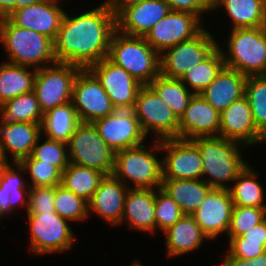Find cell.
<instances>
[{
    "instance_id": "6da1fadb",
    "label": "cell",
    "mask_w": 266,
    "mask_h": 266,
    "mask_svg": "<svg viewBox=\"0 0 266 266\" xmlns=\"http://www.w3.org/2000/svg\"><path fill=\"white\" fill-rule=\"evenodd\" d=\"M65 12L54 40L56 62L88 69L106 58L116 30V17L105 1L99 7L75 17Z\"/></svg>"
},
{
    "instance_id": "7a4b0ae2",
    "label": "cell",
    "mask_w": 266,
    "mask_h": 266,
    "mask_svg": "<svg viewBox=\"0 0 266 266\" xmlns=\"http://www.w3.org/2000/svg\"><path fill=\"white\" fill-rule=\"evenodd\" d=\"M0 40L8 52V63L24 67L34 66V69L38 70L45 67L43 62H56L54 43L50 38L34 30L20 28L7 17L0 19Z\"/></svg>"
},
{
    "instance_id": "3957f363",
    "label": "cell",
    "mask_w": 266,
    "mask_h": 266,
    "mask_svg": "<svg viewBox=\"0 0 266 266\" xmlns=\"http://www.w3.org/2000/svg\"><path fill=\"white\" fill-rule=\"evenodd\" d=\"M107 58L124 68L141 85H149L160 74V54L144 37L128 36L115 30Z\"/></svg>"
},
{
    "instance_id": "277c9868",
    "label": "cell",
    "mask_w": 266,
    "mask_h": 266,
    "mask_svg": "<svg viewBox=\"0 0 266 266\" xmlns=\"http://www.w3.org/2000/svg\"><path fill=\"white\" fill-rule=\"evenodd\" d=\"M201 153L203 173L210 180H204L212 188H229L225 182L234 181L238 174L248 164L243 161L239 142L222 137H198L192 139Z\"/></svg>"
},
{
    "instance_id": "5b68a950",
    "label": "cell",
    "mask_w": 266,
    "mask_h": 266,
    "mask_svg": "<svg viewBox=\"0 0 266 266\" xmlns=\"http://www.w3.org/2000/svg\"><path fill=\"white\" fill-rule=\"evenodd\" d=\"M230 34L229 53L222 51L225 66L245 76H259L266 64V27L237 28Z\"/></svg>"
},
{
    "instance_id": "8992f818",
    "label": "cell",
    "mask_w": 266,
    "mask_h": 266,
    "mask_svg": "<svg viewBox=\"0 0 266 266\" xmlns=\"http://www.w3.org/2000/svg\"><path fill=\"white\" fill-rule=\"evenodd\" d=\"M69 161L112 175L115 151L99 136L91 122H80L67 143Z\"/></svg>"
},
{
    "instance_id": "52a82bcc",
    "label": "cell",
    "mask_w": 266,
    "mask_h": 266,
    "mask_svg": "<svg viewBox=\"0 0 266 266\" xmlns=\"http://www.w3.org/2000/svg\"><path fill=\"white\" fill-rule=\"evenodd\" d=\"M112 175L123 183L126 179L133 181L136 186L132 188L159 189L163 180L162 160L160 162L142 144L122 149L115 152Z\"/></svg>"
},
{
    "instance_id": "ba28073f",
    "label": "cell",
    "mask_w": 266,
    "mask_h": 266,
    "mask_svg": "<svg viewBox=\"0 0 266 266\" xmlns=\"http://www.w3.org/2000/svg\"><path fill=\"white\" fill-rule=\"evenodd\" d=\"M50 66L47 64L36 71L33 88L43 114L71 102L73 83L81 69L64 62H55Z\"/></svg>"
},
{
    "instance_id": "9c48e42d",
    "label": "cell",
    "mask_w": 266,
    "mask_h": 266,
    "mask_svg": "<svg viewBox=\"0 0 266 266\" xmlns=\"http://www.w3.org/2000/svg\"><path fill=\"white\" fill-rule=\"evenodd\" d=\"M133 112L146 136L154 130L160 141L179 138V119L149 85L139 89Z\"/></svg>"
},
{
    "instance_id": "30bf717a",
    "label": "cell",
    "mask_w": 266,
    "mask_h": 266,
    "mask_svg": "<svg viewBox=\"0 0 266 266\" xmlns=\"http://www.w3.org/2000/svg\"><path fill=\"white\" fill-rule=\"evenodd\" d=\"M218 45L211 33L203 28L195 37L169 47L163 51L166 53L160 54V74L180 79Z\"/></svg>"
},
{
    "instance_id": "8fae6325",
    "label": "cell",
    "mask_w": 266,
    "mask_h": 266,
    "mask_svg": "<svg viewBox=\"0 0 266 266\" xmlns=\"http://www.w3.org/2000/svg\"><path fill=\"white\" fill-rule=\"evenodd\" d=\"M71 103L80 122H91L116 111L100 80L88 69H80L72 88Z\"/></svg>"
},
{
    "instance_id": "7c38bea8",
    "label": "cell",
    "mask_w": 266,
    "mask_h": 266,
    "mask_svg": "<svg viewBox=\"0 0 266 266\" xmlns=\"http://www.w3.org/2000/svg\"><path fill=\"white\" fill-rule=\"evenodd\" d=\"M152 150H165L163 179H202L201 153L192 140L181 138L156 140Z\"/></svg>"
},
{
    "instance_id": "4fadbf2b",
    "label": "cell",
    "mask_w": 266,
    "mask_h": 266,
    "mask_svg": "<svg viewBox=\"0 0 266 266\" xmlns=\"http://www.w3.org/2000/svg\"><path fill=\"white\" fill-rule=\"evenodd\" d=\"M31 231V249L35 254L68 250L74 243V235L68 220L56 212L27 214Z\"/></svg>"
},
{
    "instance_id": "5bb4252c",
    "label": "cell",
    "mask_w": 266,
    "mask_h": 266,
    "mask_svg": "<svg viewBox=\"0 0 266 266\" xmlns=\"http://www.w3.org/2000/svg\"><path fill=\"white\" fill-rule=\"evenodd\" d=\"M200 18L190 12L173 11L145 35L147 43L161 54L165 49L195 37L202 29Z\"/></svg>"
},
{
    "instance_id": "9a60e30c",
    "label": "cell",
    "mask_w": 266,
    "mask_h": 266,
    "mask_svg": "<svg viewBox=\"0 0 266 266\" xmlns=\"http://www.w3.org/2000/svg\"><path fill=\"white\" fill-rule=\"evenodd\" d=\"M100 80L116 110H133L141 84L107 57L89 68Z\"/></svg>"
},
{
    "instance_id": "2e32d148",
    "label": "cell",
    "mask_w": 266,
    "mask_h": 266,
    "mask_svg": "<svg viewBox=\"0 0 266 266\" xmlns=\"http://www.w3.org/2000/svg\"><path fill=\"white\" fill-rule=\"evenodd\" d=\"M93 124L99 136L115 152L139 146L146 137L133 110H116Z\"/></svg>"
},
{
    "instance_id": "e0dca14e",
    "label": "cell",
    "mask_w": 266,
    "mask_h": 266,
    "mask_svg": "<svg viewBox=\"0 0 266 266\" xmlns=\"http://www.w3.org/2000/svg\"><path fill=\"white\" fill-rule=\"evenodd\" d=\"M234 203L228 188H212L191 215L209 240L228 232Z\"/></svg>"
},
{
    "instance_id": "ac0fdd59",
    "label": "cell",
    "mask_w": 266,
    "mask_h": 266,
    "mask_svg": "<svg viewBox=\"0 0 266 266\" xmlns=\"http://www.w3.org/2000/svg\"><path fill=\"white\" fill-rule=\"evenodd\" d=\"M219 137L239 142L243 146L266 142V138L255 127L245 95L220 112Z\"/></svg>"
},
{
    "instance_id": "d6986e66",
    "label": "cell",
    "mask_w": 266,
    "mask_h": 266,
    "mask_svg": "<svg viewBox=\"0 0 266 266\" xmlns=\"http://www.w3.org/2000/svg\"><path fill=\"white\" fill-rule=\"evenodd\" d=\"M57 1L42 0L33 5L14 10L7 18L14 25L34 30L54 42L65 14Z\"/></svg>"
},
{
    "instance_id": "ffe728a7",
    "label": "cell",
    "mask_w": 266,
    "mask_h": 266,
    "mask_svg": "<svg viewBox=\"0 0 266 266\" xmlns=\"http://www.w3.org/2000/svg\"><path fill=\"white\" fill-rule=\"evenodd\" d=\"M219 131L220 112L201 94H194L179 119V138L192 140L198 137H218Z\"/></svg>"
},
{
    "instance_id": "44dd1931",
    "label": "cell",
    "mask_w": 266,
    "mask_h": 266,
    "mask_svg": "<svg viewBox=\"0 0 266 266\" xmlns=\"http://www.w3.org/2000/svg\"><path fill=\"white\" fill-rule=\"evenodd\" d=\"M170 10L165 0H144L125 8L116 17V30L128 36L145 37Z\"/></svg>"
},
{
    "instance_id": "7402d4cb",
    "label": "cell",
    "mask_w": 266,
    "mask_h": 266,
    "mask_svg": "<svg viewBox=\"0 0 266 266\" xmlns=\"http://www.w3.org/2000/svg\"><path fill=\"white\" fill-rule=\"evenodd\" d=\"M0 121V156L3 162H8L7 150L11 152L14 162L29 157L43 132L41 124Z\"/></svg>"
},
{
    "instance_id": "603a6c76",
    "label": "cell",
    "mask_w": 266,
    "mask_h": 266,
    "mask_svg": "<svg viewBox=\"0 0 266 266\" xmlns=\"http://www.w3.org/2000/svg\"><path fill=\"white\" fill-rule=\"evenodd\" d=\"M126 183L116 179L113 175H106L88 201V213L93 210L92 212H96L95 214L110 224H120L125 198L129 190L126 186L129 183Z\"/></svg>"
},
{
    "instance_id": "cb8c5ba5",
    "label": "cell",
    "mask_w": 266,
    "mask_h": 266,
    "mask_svg": "<svg viewBox=\"0 0 266 266\" xmlns=\"http://www.w3.org/2000/svg\"><path fill=\"white\" fill-rule=\"evenodd\" d=\"M155 193L153 189L129 188L121 223L127 219L128 227L155 233Z\"/></svg>"
},
{
    "instance_id": "d4e9b609",
    "label": "cell",
    "mask_w": 266,
    "mask_h": 266,
    "mask_svg": "<svg viewBox=\"0 0 266 266\" xmlns=\"http://www.w3.org/2000/svg\"><path fill=\"white\" fill-rule=\"evenodd\" d=\"M247 76L224 66L216 78L200 94L216 110L222 112L245 93Z\"/></svg>"
},
{
    "instance_id": "484cf974",
    "label": "cell",
    "mask_w": 266,
    "mask_h": 266,
    "mask_svg": "<svg viewBox=\"0 0 266 266\" xmlns=\"http://www.w3.org/2000/svg\"><path fill=\"white\" fill-rule=\"evenodd\" d=\"M164 232L169 257L179 256L197 249L203 243V239H208L194 217L189 214H184L180 220Z\"/></svg>"
},
{
    "instance_id": "4316f807",
    "label": "cell",
    "mask_w": 266,
    "mask_h": 266,
    "mask_svg": "<svg viewBox=\"0 0 266 266\" xmlns=\"http://www.w3.org/2000/svg\"><path fill=\"white\" fill-rule=\"evenodd\" d=\"M161 189L179 205L184 214L191 215L212 187L202 179H163Z\"/></svg>"
},
{
    "instance_id": "83f0119b",
    "label": "cell",
    "mask_w": 266,
    "mask_h": 266,
    "mask_svg": "<svg viewBox=\"0 0 266 266\" xmlns=\"http://www.w3.org/2000/svg\"><path fill=\"white\" fill-rule=\"evenodd\" d=\"M224 6L232 29L266 27V4L262 0H213V9Z\"/></svg>"
},
{
    "instance_id": "f1b7e54d",
    "label": "cell",
    "mask_w": 266,
    "mask_h": 266,
    "mask_svg": "<svg viewBox=\"0 0 266 266\" xmlns=\"http://www.w3.org/2000/svg\"><path fill=\"white\" fill-rule=\"evenodd\" d=\"M8 62L0 65V106L21 94L33 91L36 71Z\"/></svg>"
},
{
    "instance_id": "f546056e",
    "label": "cell",
    "mask_w": 266,
    "mask_h": 266,
    "mask_svg": "<svg viewBox=\"0 0 266 266\" xmlns=\"http://www.w3.org/2000/svg\"><path fill=\"white\" fill-rule=\"evenodd\" d=\"M79 123L77 112L70 102L46 112L41 129L48 138L68 143Z\"/></svg>"
},
{
    "instance_id": "4dcf8cb0",
    "label": "cell",
    "mask_w": 266,
    "mask_h": 266,
    "mask_svg": "<svg viewBox=\"0 0 266 266\" xmlns=\"http://www.w3.org/2000/svg\"><path fill=\"white\" fill-rule=\"evenodd\" d=\"M104 177L98 170L70 162L62 172L60 185L88 202Z\"/></svg>"
},
{
    "instance_id": "1f68e13d",
    "label": "cell",
    "mask_w": 266,
    "mask_h": 266,
    "mask_svg": "<svg viewBox=\"0 0 266 266\" xmlns=\"http://www.w3.org/2000/svg\"><path fill=\"white\" fill-rule=\"evenodd\" d=\"M149 86L171 108L178 119L194 95V92H190L180 79L165 77L162 74H159Z\"/></svg>"
},
{
    "instance_id": "d6a6232c",
    "label": "cell",
    "mask_w": 266,
    "mask_h": 266,
    "mask_svg": "<svg viewBox=\"0 0 266 266\" xmlns=\"http://www.w3.org/2000/svg\"><path fill=\"white\" fill-rule=\"evenodd\" d=\"M225 66L222 50L217 46L200 64L187 71L180 78L182 83L191 86L194 94H200L216 78Z\"/></svg>"
},
{
    "instance_id": "836d02e7",
    "label": "cell",
    "mask_w": 266,
    "mask_h": 266,
    "mask_svg": "<svg viewBox=\"0 0 266 266\" xmlns=\"http://www.w3.org/2000/svg\"><path fill=\"white\" fill-rule=\"evenodd\" d=\"M1 118L7 122L42 124L44 114L33 91L21 94L0 106Z\"/></svg>"
},
{
    "instance_id": "e575fe53",
    "label": "cell",
    "mask_w": 266,
    "mask_h": 266,
    "mask_svg": "<svg viewBox=\"0 0 266 266\" xmlns=\"http://www.w3.org/2000/svg\"><path fill=\"white\" fill-rule=\"evenodd\" d=\"M257 174L247 164L238 174L234 186L228 188L234 206L266 208L263 204V188L256 181Z\"/></svg>"
},
{
    "instance_id": "d590c367",
    "label": "cell",
    "mask_w": 266,
    "mask_h": 266,
    "mask_svg": "<svg viewBox=\"0 0 266 266\" xmlns=\"http://www.w3.org/2000/svg\"><path fill=\"white\" fill-rule=\"evenodd\" d=\"M244 95L250 104L256 129L266 138V80L260 76H247Z\"/></svg>"
},
{
    "instance_id": "8d00e7d4",
    "label": "cell",
    "mask_w": 266,
    "mask_h": 266,
    "mask_svg": "<svg viewBox=\"0 0 266 266\" xmlns=\"http://www.w3.org/2000/svg\"><path fill=\"white\" fill-rule=\"evenodd\" d=\"M54 207L55 212L66 220L79 221L89 216L88 202L62 185L54 189Z\"/></svg>"
},
{
    "instance_id": "74e56055",
    "label": "cell",
    "mask_w": 266,
    "mask_h": 266,
    "mask_svg": "<svg viewBox=\"0 0 266 266\" xmlns=\"http://www.w3.org/2000/svg\"><path fill=\"white\" fill-rule=\"evenodd\" d=\"M16 169L29 171L32 186H58L61 184L62 172L51 163H42L41 160L34 159L31 155L25 157L20 162H14Z\"/></svg>"
},
{
    "instance_id": "f35d334b",
    "label": "cell",
    "mask_w": 266,
    "mask_h": 266,
    "mask_svg": "<svg viewBox=\"0 0 266 266\" xmlns=\"http://www.w3.org/2000/svg\"><path fill=\"white\" fill-rule=\"evenodd\" d=\"M266 219V208L234 206L227 232L230 240Z\"/></svg>"
},
{
    "instance_id": "ab89813d",
    "label": "cell",
    "mask_w": 266,
    "mask_h": 266,
    "mask_svg": "<svg viewBox=\"0 0 266 266\" xmlns=\"http://www.w3.org/2000/svg\"><path fill=\"white\" fill-rule=\"evenodd\" d=\"M39 140H41L40 136L33 147L31 156L34 159L41 160L42 163H51L63 172L70 163L69 155L66 153L65 148V146H68L67 143L47 137V140L40 145L38 144Z\"/></svg>"
},
{
    "instance_id": "60d3db41",
    "label": "cell",
    "mask_w": 266,
    "mask_h": 266,
    "mask_svg": "<svg viewBox=\"0 0 266 266\" xmlns=\"http://www.w3.org/2000/svg\"><path fill=\"white\" fill-rule=\"evenodd\" d=\"M11 167L8 162H3L0 166V189H4L10 195V213L19 201L22 203L21 206L25 205L28 208V202L23 195L26 191L25 182L22 181L21 175L17 174L18 172Z\"/></svg>"
},
{
    "instance_id": "b9f144b4",
    "label": "cell",
    "mask_w": 266,
    "mask_h": 266,
    "mask_svg": "<svg viewBox=\"0 0 266 266\" xmlns=\"http://www.w3.org/2000/svg\"><path fill=\"white\" fill-rule=\"evenodd\" d=\"M179 205L161 188L155 193L156 228L165 231L183 217Z\"/></svg>"
},
{
    "instance_id": "7bdbcfd3",
    "label": "cell",
    "mask_w": 266,
    "mask_h": 266,
    "mask_svg": "<svg viewBox=\"0 0 266 266\" xmlns=\"http://www.w3.org/2000/svg\"><path fill=\"white\" fill-rule=\"evenodd\" d=\"M56 186L29 187L27 214L55 212L54 189Z\"/></svg>"
},
{
    "instance_id": "ee69618b",
    "label": "cell",
    "mask_w": 266,
    "mask_h": 266,
    "mask_svg": "<svg viewBox=\"0 0 266 266\" xmlns=\"http://www.w3.org/2000/svg\"><path fill=\"white\" fill-rule=\"evenodd\" d=\"M230 254L238 259H253L266 252V241L247 240L241 236L229 241Z\"/></svg>"
},
{
    "instance_id": "f6af8a7d",
    "label": "cell",
    "mask_w": 266,
    "mask_h": 266,
    "mask_svg": "<svg viewBox=\"0 0 266 266\" xmlns=\"http://www.w3.org/2000/svg\"><path fill=\"white\" fill-rule=\"evenodd\" d=\"M173 11H186L197 15L213 9L212 0H165Z\"/></svg>"
},
{
    "instance_id": "bcb514c9",
    "label": "cell",
    "mask_w": 266,
    "mask_h": 266,
    "mask_svg": "<svg viewBox=\"0 0 266 266\" xmlns=\"http://www.w3.org/2000/svg\"><path fill=\"white\" fill-rule=\"evenodd\" d=\"M242 238L254 241H266V219L241 235Z\"/></svg>"
},
{
    "instance_id": "7dc6e473",
    "label": "cell",
    "mask_w": 266,
    "mask_h": 266,
    "mask_svg": "<svg viewBox=\"0 0 266 266\" xmlns=\"http://www.w3.org/2000/svg\"><path fill=\"white\" fill-rule=\"evenodd\" d=\"M144 0H107L110 10L117 17L125 8L138 4Z\"/></svg>"
},
{
    "instance_id": "c3c4849f",
    "label": "cell",
    "mask_w": 266,
    "mask_h": 266,
    "mask_svg": "<svg viewBox=\"0 0 266 266\" xmlns=\"http://www.w3.org/2000/svg\"><path fill=\"white\" fill-rule=\"evenodd\" d=\"M16 0H0V19L8 17L15 10Z\"/></svg>"
},
{
    "instance_id": "681fc988",
    "label": "cell",
    "mask_w": 266,
    "mask_h": 266,
    "mask_svg": "<svg viewBox=\"0 0 266 266\" xmlns=\"http://www.w3.org/2000/svg\"><path fill=\"white\" fill-rule=\"evenodd\" d=\"M9 196L4 189H0V214L3 216L10 213Z\"/></svg>"
},
{
    "instance_id": "f907efd6",
    "label": "cell",
    "mask_w": 266,
    "mask_h": 266,
    "mask_svg": "<svg viewBox=\"0 0 266 266\" xmlns=\"http://www.w3.org/2000/svg\"><path fill=\"white\" fill-rule=\"evenodd\" d=\"M243 261L247 266H266V252L253 259H244Z\"/></svg>"
},
{
    "instance_id": "816d5d0a",
    "label": "cell",
    "mask_w": 266,
    "mask_h": 266,
    "mask_svg": "<svg viewBox=\"0 0 266 266\" xmlns=\"http://www.w3.org/2000/svg\"><path fill=\"white\" fill-rule=\"evenodd\" d=\"M222 266H247L242 259L233 257L229 252L226 255Z\"/></svg>"
},
{
    "instance_id": "f5cc1de1",
    "label": "cell",
    "mask_w": 266,
    "mask_h": 266,
    "mask_svg": "<svg viewBox=\"0 0 266 266\" xmlns=\"http://www.w3.org/2000/svg\"><path fill=\"white\" fill-rule=\"evenodd\" d=\"M40 1H42V0H16L15 1V10L22 8V7L33 5V4L38 3Z\"/></svg>"
},
{
    "instance_id": "db71d44e",
    "label": "cell",
    "mask_w": 266,
    "mask_h": 266,
    "mask_svg": "<svg viewBox=\"0 0 266 266\" xmlns=\"http://www.w3.org/2000/svg\"><path fill=\"white\" fill-rule=\"evenodd\" d=\"M259 76L266 80V64H265L263 71L261 72Z\"/></svg>"
},
{
    "instance_id": "11a10c76",
    "label": "cell",
    "mask_w": 266,
    "mask_h": 266,
    "mask_svg": "<svg viewBox=\"0 0 266 266\" xmlns=\"http://www.w3.org/2000/svg\"><path fill=\"white\" fill-rule=\"evenodd\" d=\"M132 266H141V264L138 263V261H135L134 265H132Z\"/></svg>"
},
{
    "instance_id": "9f6ffc18",
    "label": "cell",
    "mask_w": 266,
    "mask_h": 266,
    "mask_svg": "<svg viewBox=\"0 0 266 266\" xmlns=\"http://www.w3.org/2000/svg\"><path fill=\"white\" fill-rule=\"evenodd\" d=\"M2 163H3V160H2V158L0 156V166L2 165Z\"/></svg>"
}]
</instances>
